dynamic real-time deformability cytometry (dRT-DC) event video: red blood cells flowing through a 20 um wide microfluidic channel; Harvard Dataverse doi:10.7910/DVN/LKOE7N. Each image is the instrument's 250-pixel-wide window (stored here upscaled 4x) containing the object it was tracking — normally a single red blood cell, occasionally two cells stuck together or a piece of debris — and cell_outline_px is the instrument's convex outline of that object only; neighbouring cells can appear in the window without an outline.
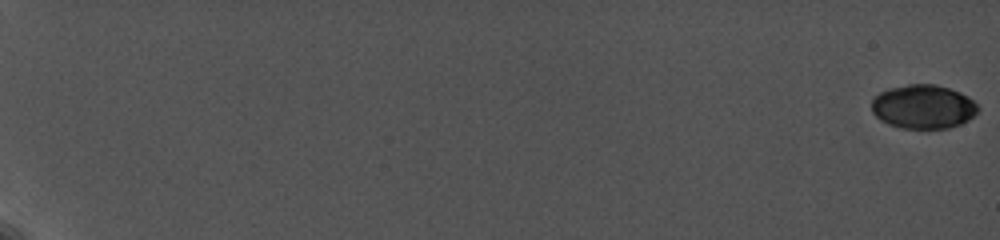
{"species": "common noctule bat (a hibernating species)", "species_latin": "Nyctalus noctula", "temperature_condition": "cold", "stored_images_in_passage": 45, "camera_frame_rate_fps": 5000, "um_per_image_px": 0.085, "animal": {"sex": "female", "body_mass_g": 19.0, "forearm_length_mm": 56.7}, "frame": {"image": 1, "passage_image": 1, "time_ms": 0.0, "image_size_px": [1000, 240], "cell_outline_px": [[980, 108], [968, 120], [960, 124], [948, 128], [900, 128], [888, 124], [880, 120], [872, 112], [872, 100], [880, 92], [888, 88], [908, 84], [936, 84], [960, 92], [968, 96]], "centroid_in_image_um": [78.46, 9.06], "position_along_channel_um": 6.5, "area_um2": 27.22}}
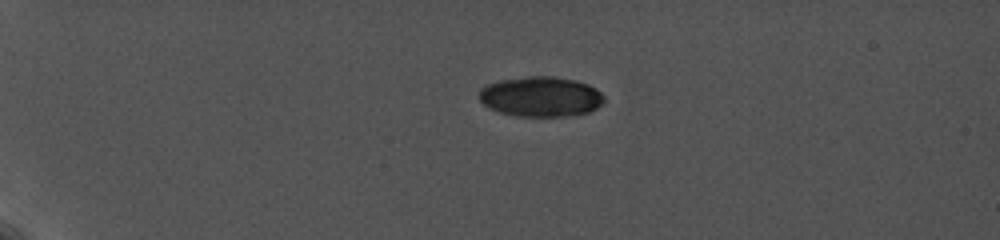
{"frame": {"image": 2, "passage_image": 29, "time_ms": 5.6, "image_size_px": [1000, 240], "cell_outline_px": [[604, 100], [596, 108], [588, 112], [568, 116], [516, 116], [500, 112], [488, 108], [480, 100], [480, 88], [488, 84], [500, 80], [528, 76], [552, 76], [576, 80], [588, 84], [596, 88], [604, 96]], "centroid_in_image_um": [45.97, 8.21], "position_along_channel_um": 39.0, "area_um2": 29.19}}